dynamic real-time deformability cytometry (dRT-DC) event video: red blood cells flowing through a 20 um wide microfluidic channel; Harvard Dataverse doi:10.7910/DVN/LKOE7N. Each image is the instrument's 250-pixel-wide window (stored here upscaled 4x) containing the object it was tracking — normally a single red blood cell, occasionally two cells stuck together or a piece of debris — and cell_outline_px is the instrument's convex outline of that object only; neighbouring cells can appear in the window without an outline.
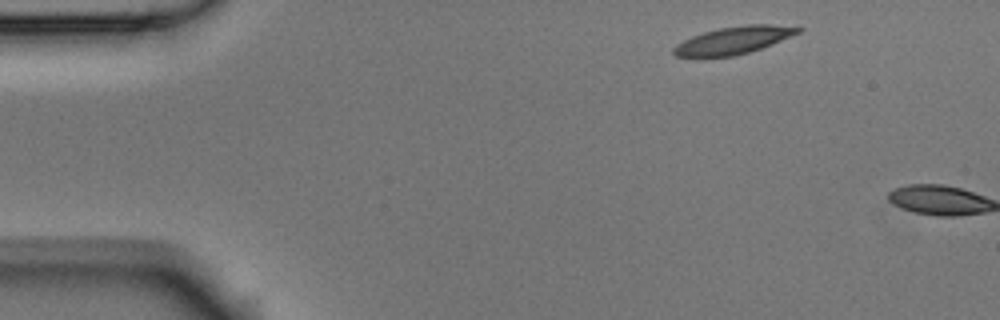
{"species": "Egyptian fruit bat (a non-hibernating species)", "species_latin": "Rousettus aegyptiacus", "temperature_condition": "room temperature", "stored_images_in_passage": 2, "camera_frame_rate_fps": 3000, "um_per_image_px": 0.085, "animal": {"sex": "male"}, "frame": {"image": 1, "passage_image": 1, "time_ms": 0.0, "image_size_px": [1000, 320], "cell_outline_px": [[804, 28], [800, 32], [772, 44], [748, 52], [732, 56], [676, 56], [672, 52], [672, 48], [676, 44], [692, 36], [704, 32], [720, 28], [744, 24], [772, 24]], "centroid_in_image_um": [62.36, 3.4], "position_along_channel_um": 22.6, "area_um2": 19.59}}